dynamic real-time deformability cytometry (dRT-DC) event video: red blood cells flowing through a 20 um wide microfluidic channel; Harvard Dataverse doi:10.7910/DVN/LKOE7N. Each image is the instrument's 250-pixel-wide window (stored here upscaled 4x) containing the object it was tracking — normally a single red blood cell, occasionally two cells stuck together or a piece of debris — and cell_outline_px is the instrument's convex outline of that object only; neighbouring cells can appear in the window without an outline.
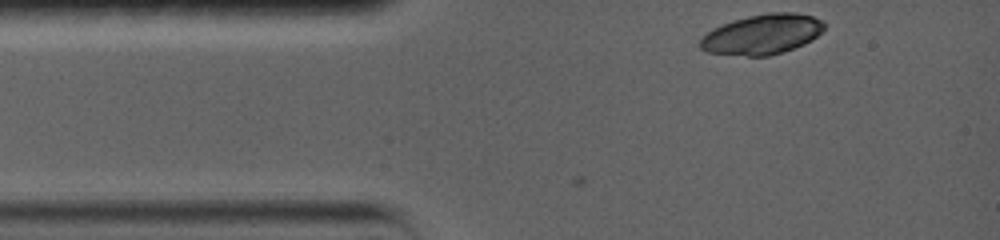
{"species": "common noctule bat (a hibernating species)", "species_latin": "Nyctalus noctula", "temperature_condition": "warm", "stored_images_in_passage": 8, "camera_frame_rate_fps": 5000, "um_per_image_px": 0.085, "animal": {"sex": "female", "body_mass_g": 19.0, "forearm_length_mm": 56.7}, "frame": {"image": 1, "passage_image": 1, "time_ms": 0.0, "image_size_px": [1000, 240], "cell_outline_px": [[824, 28], [812, 40], [804, 44], [784, 52], [768, 56], [748, 56], [708, 52], [700, 48], [700, 40], [712, 28], [732, 20], [748, 16], [768, 12], [796, 12], [812, 16], [820, 20], [824, 24]], "centroid_in_image_um": [64.79, 2.91], "position_along_channel_um": 20.2, "area_um2": 28.9}}